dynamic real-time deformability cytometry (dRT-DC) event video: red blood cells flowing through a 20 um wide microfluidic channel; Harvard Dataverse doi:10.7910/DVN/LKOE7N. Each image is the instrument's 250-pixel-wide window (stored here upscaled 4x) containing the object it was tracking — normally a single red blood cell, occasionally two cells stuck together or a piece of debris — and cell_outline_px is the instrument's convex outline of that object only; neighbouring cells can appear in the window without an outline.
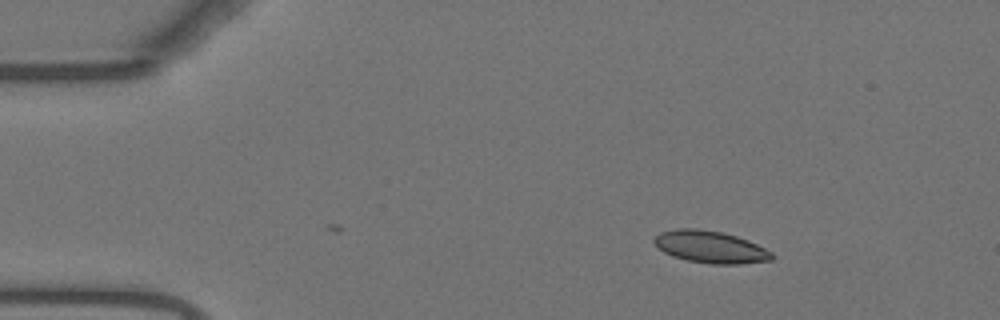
{"species": "Egyptian fruit bat (a non-hibernating species)", "species_latin": "Rousettus aegyptiacus", "temperature_condition": "warm", "stored_images_in_passage": 2, "camera_frame_rate_fps": 3000, "um_per_image_px": 0.085, "animal": {"sex": "female"}, "frame": {"image": 1, "passage_image": 2, "time_ms": 0.333, "image_size_px": [1000, 320], "cell_outline_px": [[772, 260], [740, 264], [708, 264], [688, 260], [672, 256], [656, 248], [652, 240], [660, 232], [676, 228], [696, 228], [720, 232], [736, 236], [748, 240], [772, 252]], "centroid_in_image_um": [60.33, 20.99], "position_along_channel_um": 24.7, "area_um2": 22.08}}